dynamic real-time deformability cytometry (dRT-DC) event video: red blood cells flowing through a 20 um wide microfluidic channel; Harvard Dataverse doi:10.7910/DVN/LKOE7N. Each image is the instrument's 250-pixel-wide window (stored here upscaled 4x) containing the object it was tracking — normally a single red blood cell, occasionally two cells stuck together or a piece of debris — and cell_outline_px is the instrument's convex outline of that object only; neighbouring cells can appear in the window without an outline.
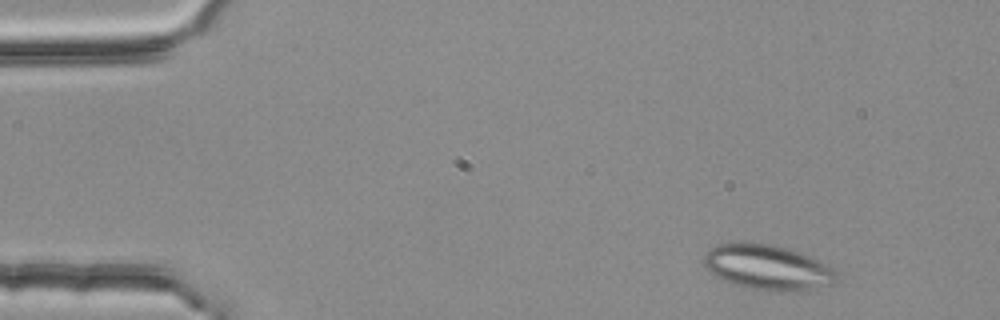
{"species": "common noctule bat (a hibernating species)", "species_latin": "Nyctalus noctula", "temperature_condition": "room temperature", "stored_images_in_passage": 4, "segment_of_instrument_passage": [1, 2], "camera_frame_rate_fps": 3000, "um_per_image_px": 0.085, "animal": {"sex": "female", "body_mass_g": 25.1}, "frame": {"image": 1, "passage_image": 1, "time_ms": 0.0, "image_size_px": [1000, 320], "cell_outline_px": [[840, 280], [836, 284], [804, 292], [796, 292], [748, 288], [732, 284], [708, 272], [704, 264], [704, 256], [708, 248], [716, 244], [740, 240], [768, 244], [800, 252], [820, 260], [836, 268], [840, 272]], "centroid_in_image_um": [65.32, 22.72], "position_along_channel_um": 19.7, "area_um2": 36.13}}